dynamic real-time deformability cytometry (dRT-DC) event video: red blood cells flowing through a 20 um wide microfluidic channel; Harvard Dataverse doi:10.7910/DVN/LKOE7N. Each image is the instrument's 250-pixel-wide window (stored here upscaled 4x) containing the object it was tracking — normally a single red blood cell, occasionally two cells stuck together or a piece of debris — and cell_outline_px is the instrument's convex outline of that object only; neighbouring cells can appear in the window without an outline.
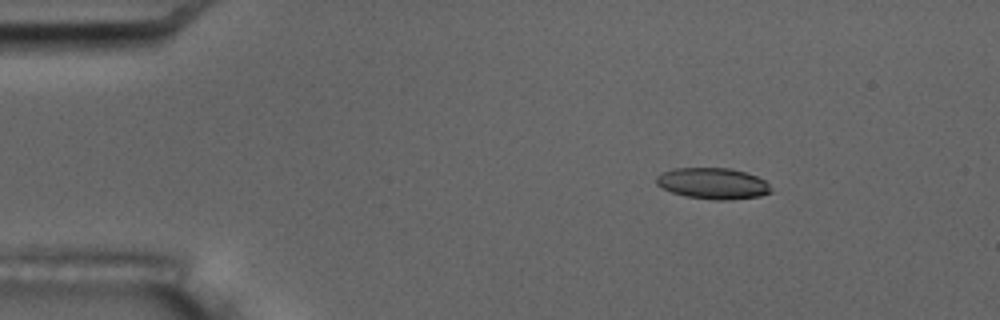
{"species": "common noctule bat (a hibernating species)", "species_latin": "Nyctalus noctula", "temperature_condition": "room temperature", "stored_images_in_passage": 18, "camera_frame_rate_fps": 3000, "um_per_image_px": 0.085, "animal": {"sex": "male", "body_mass_g": 17.5, "forearm_length_mm": 52.3}, "frame": {"image": 1, "passage_image": 3, "time_ms": 2.0, "image_size_px": [1000, 320], "cell_outline_px": [[772, 192], [760, 196], [728, 200], [716, 200], [684, 196], [672, 192], [656, 184], [656, 176], [672, 168], [732, 168], [756, 176], [764, 180], [768, 184]], "centroid_in_image_um": [60.59, 15.59], "position_along_channel_um": 24.4, "area_um2": 20.75}}
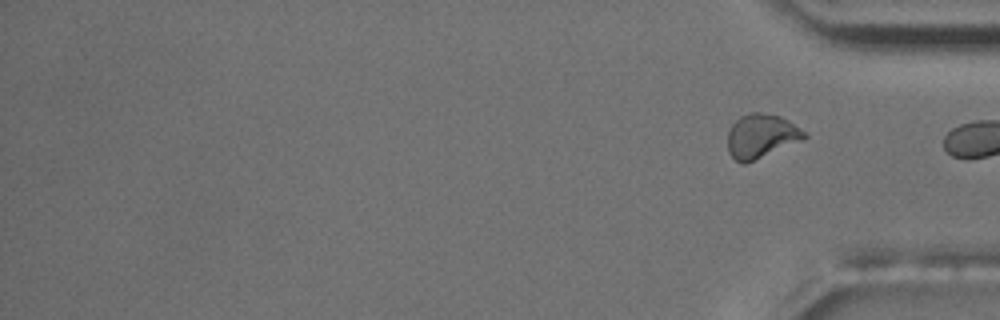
{"frame": {"image": 2, "passage_image": 18, "time_ms": 19.333, "image_size_px": [1000, 320], "cell_outline_px": [[808, 136], [804, 140], [744, 164], [736, 160], [728, 152], [728, 132], [732, 124], [740, 116], [752, 112], [760, 112], [780, 116], [788, 120], [808, 132]], "centroid_in_image_um": [64.74, 11.55], "position_along_channel_um": 370.5, "area_um2": 19.77}, "authors_computed_cell_mechanics": {"area_um2": 21.6461, "velocity_mm_per_s": 3.5421, "shape_relaxation_time_tau1_ms": 3.3326, "shape_relaxation_time_tau2_ms": 2.0189, "deformation_change_tau1": 0.1052, "deformation_change_tau2": 0.0626}}